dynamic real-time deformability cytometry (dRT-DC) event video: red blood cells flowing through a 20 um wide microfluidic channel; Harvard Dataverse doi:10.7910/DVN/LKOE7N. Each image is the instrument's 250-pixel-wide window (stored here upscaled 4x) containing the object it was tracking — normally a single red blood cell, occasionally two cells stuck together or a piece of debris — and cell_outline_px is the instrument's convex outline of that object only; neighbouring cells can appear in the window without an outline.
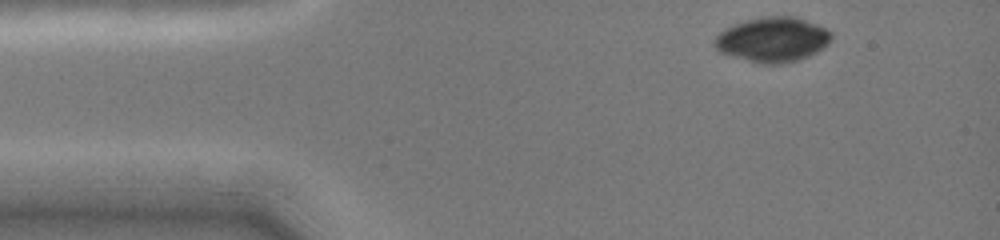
{"species": "common noctule bat (a hibernating species)", "species_latin": "Nyctalus noctula", "temperature_condition": "cold", "stored_images_in_passage": 5, "camera_frame_rate_fps": 3000, "um_per_image_px": 0.085, "animal": {"sex": "female", "body_mass_g": 19.0, "forearm_length_mm": 51.5}, "frame": {"image": 1, "passage_image": 1, "time_ms": 0.0, "image_size_px": [1000, 240], "cell_outline_px": [[832, 36], [828, 44], [816, 52], [808, 56], [796, 60], [780, 64], [760, 64], [728, 56], [720, 52], [716, 48], [716, 36], [720, 32], [736, 24], [748, 20], [768, 16], [792, 16], [816, 24], [832, 32]], "centroid_in_image_um": [65.68, 3.38], "position_along_channel_um": 19.3, "area_um2": 30.11}}
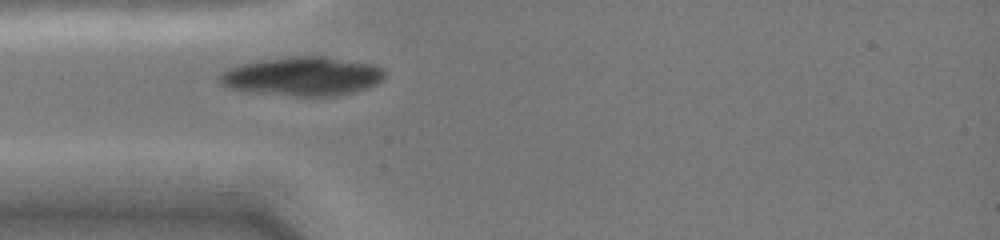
{"frame": {"image": 2, "passage_image": 5, "time_ms": 2.667, "image_size_px": [1000, 240], "cell_outline_px": [[384, 76], [376, 84], [368, 88], [356, 92], [336, 96], [296, 96], [252, 92], [228, 88], [220, 84], [220, 72], [240, 64], [260, 60], [288, 56], [324, 56], [372, 64], [384, 68]], "centroid_in_image_um": [25.72, 6.49], "position_along_channel_um": 59.3, "area_um2": 37.57}}